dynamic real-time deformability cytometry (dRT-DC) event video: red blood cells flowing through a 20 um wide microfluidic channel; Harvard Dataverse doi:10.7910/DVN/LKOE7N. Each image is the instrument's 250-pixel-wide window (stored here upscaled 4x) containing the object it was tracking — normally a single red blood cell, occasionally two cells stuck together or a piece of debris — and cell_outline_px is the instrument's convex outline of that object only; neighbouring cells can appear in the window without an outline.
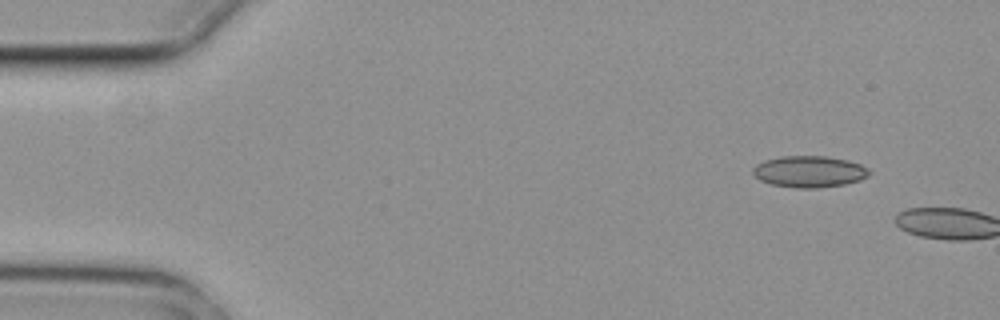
{"species": "common noctule bat (a hibernating species)", "species_latin": "Nyctalus noctula", "temperature_condition": "cold", "stored_images_in_passage": 2, "camera_frame_rate_fps": 3000, "um_per_image_px": 0.085, "animal": {"sex": "female", "body_mass_g": 29.2, "forearm_length_mm": 56.3}, "frame": {"image": 1, "passage_image": 1, "time_ms": 0.0, "image_size_px": [1000, 320], "cell_outline_px": [[872, 172], [868, 176], [860, 180], [844, 184], [816, 188], [796, 188], [772, 184], [760, 180], [752, 172], [752, 168], [756, 164], [764, 160], [780, 156], [824, 156], [848, 160], [860, 164], [868, 168]], "centroid_in_image_um": [68.79, 14.58], "position_along_channel_um": 16.2, "area_um2": 21.39}}